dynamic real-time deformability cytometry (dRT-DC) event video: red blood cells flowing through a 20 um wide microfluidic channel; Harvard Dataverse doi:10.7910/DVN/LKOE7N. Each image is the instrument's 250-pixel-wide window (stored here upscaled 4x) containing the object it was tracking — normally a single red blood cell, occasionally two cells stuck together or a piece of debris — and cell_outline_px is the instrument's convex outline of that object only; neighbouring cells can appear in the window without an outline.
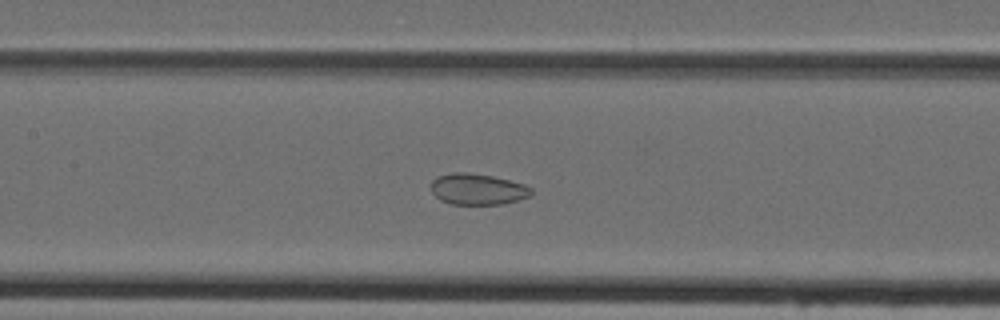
{"species": "Egyptian fruit bat (a non-hibernating species)", "species_latin": "Rousettus aegyptiacus", "temperature_condition": "cold", "stored_images_in_passage": 49, "camera_frame_rate_fps": 3000, "um_per_image_px": 0.085, "animal": {"sex": "female"}, "frame": {"image": 1, "passage_image": 23, "time_ms": 7.333, "image_size_px": [1000, 320], "cell_outline_px": [[532, 192], [528, 196], [504, 204], [452, 204], [440, 200], [432, 192], [432, 180], [436, 176], [452, 172], [464, 172], [492, 176], [524, 184], [532, 188]], "centroid_in_image_um": [40.57, 16.07], "position_along_channel_um": 166.8, "area_um2": 18.03}}
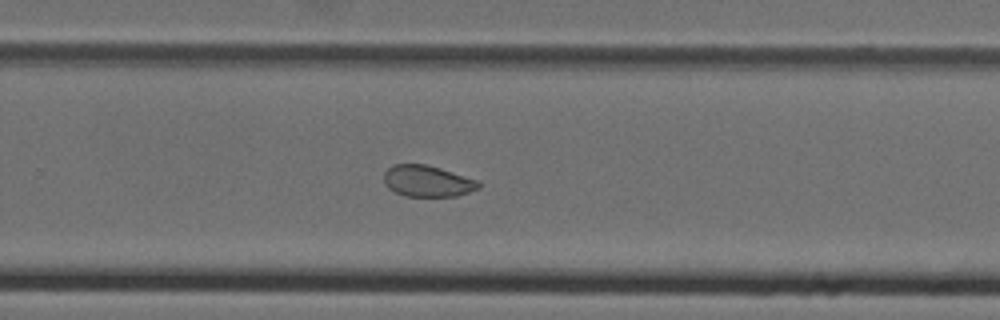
{"frame": {"image": 2, "passage_image": 32, "time_ms": 10.333, "image_size_px": [1000, 320], "cell_outline_px": [[480, 188], [456, 196], [404, 196], [388, 188], [384, 184], [384, 172], [392, 164], [424, 164], [440, 168], [476, 180], [480, 184]], "centroid_in_image_um": [36.29, 15.39], "position_along_channel_um": 293.5, "area_um2": 17.17}}
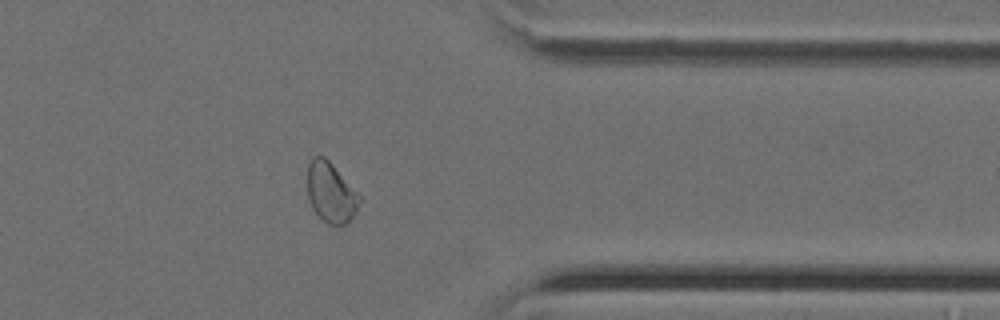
{"frame": {"image": 3, "passage_image": 39, "time_ms": 12.667, "image_size_px": [1000, 320], "cell_outline_px": [[360, 200], [356, 212], [348, 224], [328, 224], [312, 208], [308, 200], [308, 164], [312, 156], [324, 156], [332, 164], [360, 196]], "centroid_in_image_um": [28.11, 16.37], "position_along_channel_um": 383.3, "area_um2": 17.98}}